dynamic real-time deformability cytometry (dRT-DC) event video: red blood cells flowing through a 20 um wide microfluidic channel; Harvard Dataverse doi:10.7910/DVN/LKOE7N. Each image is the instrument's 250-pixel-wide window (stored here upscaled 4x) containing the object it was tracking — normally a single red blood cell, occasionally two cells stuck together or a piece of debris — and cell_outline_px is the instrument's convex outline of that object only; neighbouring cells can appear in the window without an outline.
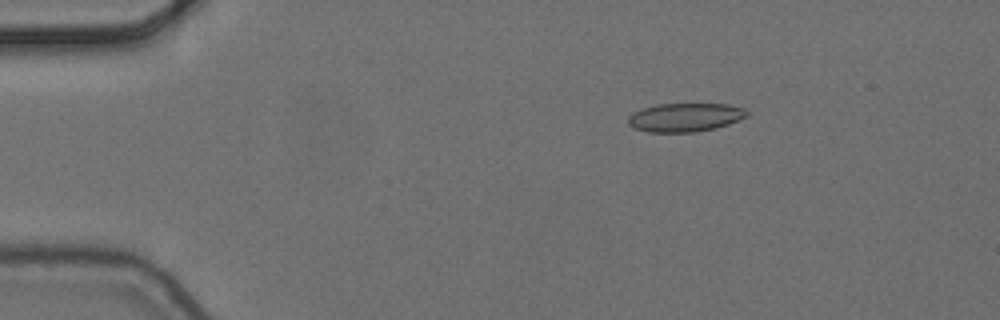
{"species": "common noctule bat (a hibernating species)", "species_latin": "Nyctalus noctula", "temperature_condition": "cold", "stored_images_in_passage": 5, "camera_frame_rate_fps": 3000, "um_per_image_px": 0.085, "animal": {"sex": "female", "body_mass_g": 24.6, "forearm_length_mm": 56.2}, "frame": {"image": 1, "passage_image": 2, "time_ms": 0.333, "image_size_px": [1000, 320], "cell_outline_px": [[748, 116], [728, 124], [716, 128], [696, 132], [648, 132], [636, 128], [628, 124], [628, 116], [632, 112], [644, 108], [660, 104], [728, 104], [744, 108], [748, 112]], "centroid_in_image_um": [58.25, 9.97], "position_along_channel_um": 26.8, "area_um2": 19.77}}
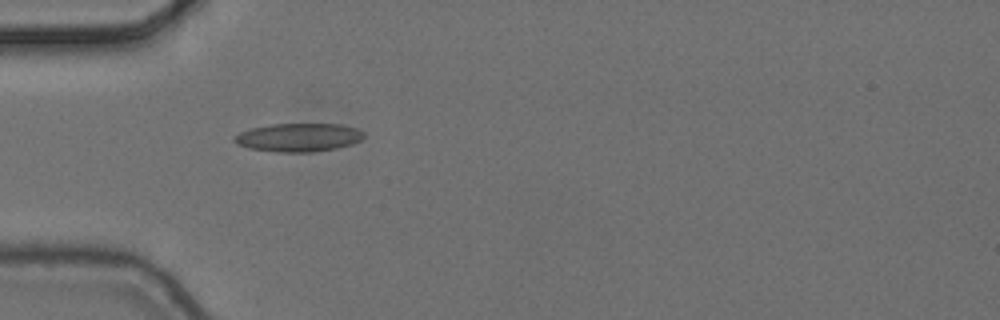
{"frame": {"image": 2, "passage_image": 4, "time_ms": 1.0, "image_size_px": [1000, 320], "cell_outline_px": [[364, 136], [360, 140], [352, 144], [336, 148], [312, 152], [276, 152], [248, 148], [236, 144], [232, 140], [240, 132], [252, 128], [272, 124], [340, 124], [356, 128], [364, 132]], "centroid_in_image_um": [25.37, 11.68], "position_along_channel_um": 59.6, "area_um2": 21.39}}
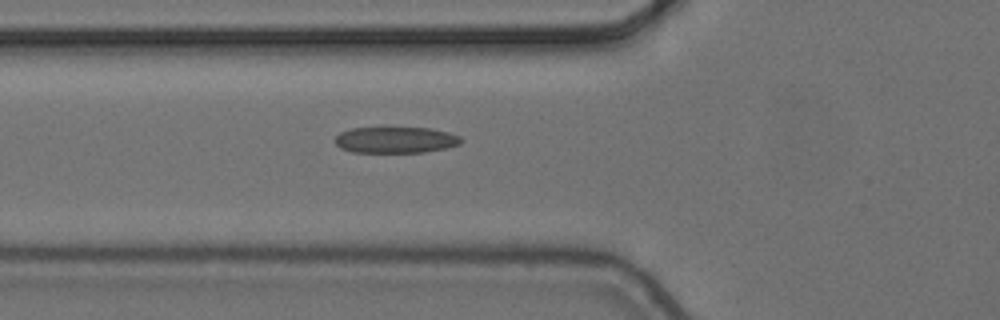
{"frame": {"image": 3, "passage_image": 5, "time_ms": 1.333, "image_size_px": [1000, 320], "cell_outline_px": [[464, 140], [460, 144], [444, 148], [424, 152], [352, 152], [340, 148], [336, 144], [336, 136], [340, 132], [352, 128], [384, 124], [428, 128], [448, 132], [460, 136]], "centroid_in_image_um": [33.6, 11.83], "position_along_channel_um": 92.2, "area_um2": 20.23}}